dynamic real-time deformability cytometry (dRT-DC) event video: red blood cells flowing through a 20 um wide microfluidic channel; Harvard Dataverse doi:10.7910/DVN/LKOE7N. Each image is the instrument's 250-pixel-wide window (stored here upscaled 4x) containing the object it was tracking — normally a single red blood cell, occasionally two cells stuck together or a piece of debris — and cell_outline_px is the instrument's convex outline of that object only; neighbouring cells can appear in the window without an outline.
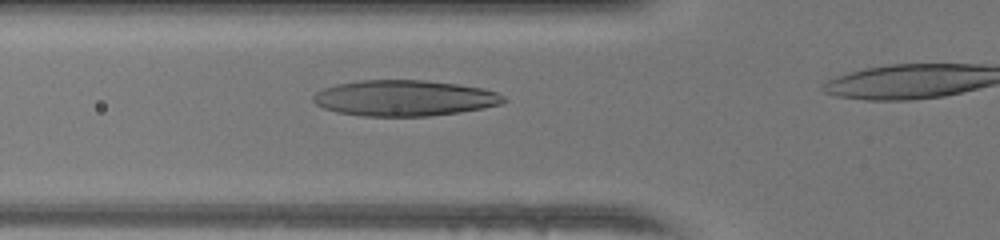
{"species": "human", "species_latin": "Homo sapiens", "temperature_condition": "warm", "stored_images_in_passage": 28, "camera_frame_rate_fps": 3000, "um_per_image_px": 0.085, "donor": {"sex": "female"}, "frame": {"image": 1, "passage_image": 5, "time_ms": 1.333, "image_size_px": [1000, 240], "cell_outline_px": [[508, 100], [500, 104], [484, 108], [460, 112], [428, 116], [360, 116], [336, 112], [324, 108], [316, 104], [312, 100], [312, 96], [316, 92], [324, 88], [336, 84], [360, 80], [424, 80], [456, 84], [484, 88], [496, 92], [504, 96]], "centroid_in_image_um": [34.37, 8.34], "position_along_channel_um": 91.4, "area_um2": 39.94}}
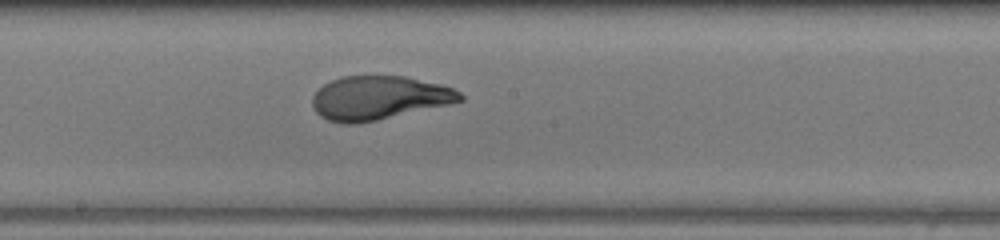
{"frame": {"image": 2, "passage_image": 14, "time_ms": 4.333, "image_size_px": [1000, 240], "cell_outline_px": [[464, 100], [452, 104], [376, 120], [356, 124], [340, 124], [328, 120], [320, 116], [316, 112], [312, 104], [312, 96], [324, 84], [340, 76], [404, 76], [440, 84], [452, 88], [460, 92], [464, 96]], "centroid_in_image_um": [32.21, 8.32], "position_along_channel_um": 216.0, "area_um2": 37.74}}
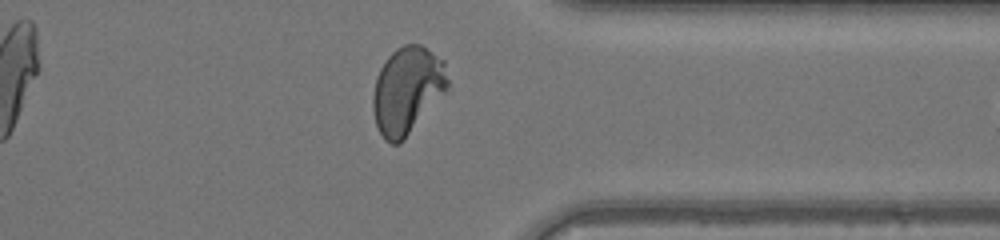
{"frame": {"image": 3, "passage_image": 26, "time_ms": 8.333, "image_size_px": [1000, 240], "cell_outline_px": [[448, 84], [444, 92], [404, 140], [400, 144], [392, 144], [384, 140], [376, 124], [372, 108], [372, 96], [376, 76], [380, 68], [388, 56], [396, 48], [404, 44], [420, 44], [444, 60], [448, 80]], "centroid_in_image_um": [34.58, 7.67], "position_along_channel_um": 376.8, "area_um2": 37.74}}